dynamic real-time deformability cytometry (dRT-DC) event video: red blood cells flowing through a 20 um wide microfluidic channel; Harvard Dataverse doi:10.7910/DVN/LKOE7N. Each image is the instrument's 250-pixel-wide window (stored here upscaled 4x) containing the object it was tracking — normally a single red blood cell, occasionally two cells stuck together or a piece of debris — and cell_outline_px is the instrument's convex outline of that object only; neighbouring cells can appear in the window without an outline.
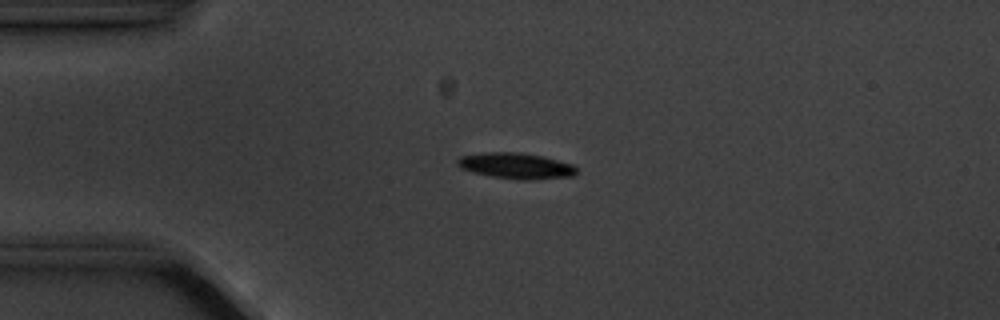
{"species": "common noctule bat (a hibernating species)", "species_latin": "Nyctalus noctula", "temperature_condition": "cold", "stored_images_in_passage": 4, "camera_frame_rate_fps": 3000, "um_per_image_px": 0.085, "animal": {"sex": "male", "body_mass_g": 20.1, "forearm_length_mm": 53.5}, "frame": {"image": 1, "passage_image": 3, "time_ms": 2.333, "image_size_px": [1000, 320], "cell_outline_px": [[576, 172], [572, 176], [532, 180], [524, 180], [492, 176], [460, 168], [456, 164], [456, 160], [460, 156], [484, 152], [520, 152], [544, 156], [572, 164], [576, 168]], "centroid_in_image_um": [43.85, 14.08], "position_along_channel_um": 41.1, "area_um2": 17.92}}